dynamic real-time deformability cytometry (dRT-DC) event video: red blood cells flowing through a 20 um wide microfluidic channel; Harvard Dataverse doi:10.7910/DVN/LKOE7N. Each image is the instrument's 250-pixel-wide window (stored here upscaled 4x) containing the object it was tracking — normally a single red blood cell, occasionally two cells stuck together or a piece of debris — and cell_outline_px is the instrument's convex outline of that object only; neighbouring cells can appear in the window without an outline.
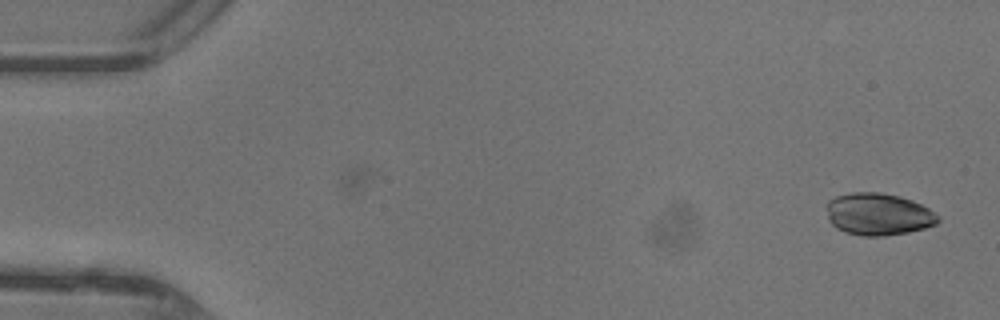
{"species": "common noctule bat (a hibernating species)", "species_latin": "Nyctalus noctula", "temperature_condition": "warm", "stored_images_in_passage": 20, "camera_frame_rate_fps": 3000, "um_per_image_px": 0.085, "animal": {"sex": "female"}, "frame": {"image": 1, "passage_image": 1, "time_ms": 0.0, "image_size_px": [1000, 320], "cell_outline_px": [[940, 220], [936, 224], [924, 228], [908, 232], [884, 236], [864, 236], [844, 232], [836, 228], [828, 220], [828, 200], [836, 196], [852, 192], [880, 192], [900, 196], [912, 200], [928, 208], [940, 216]], "centroid_in_image_um": [74.66, 18.21], "position_along_channel_um": 10.3, "area_um2": 27.46}}
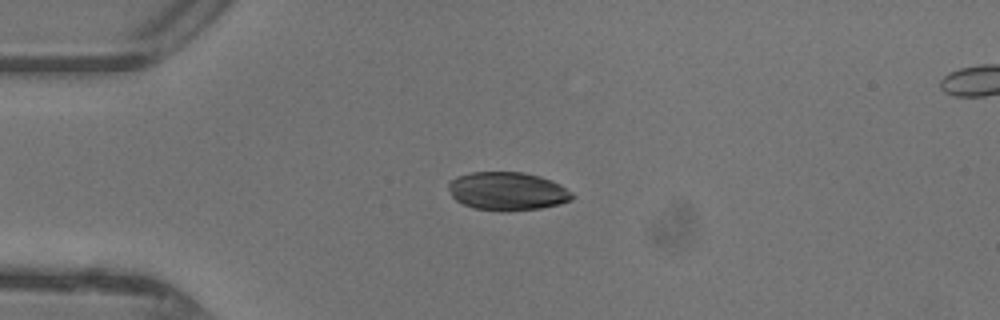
{"frame": {"image": 2, "passage_image": 11, "time_ms": 3.333, "image_size_px": [1000, 320], "cell_outline_px": [[576, 196], [572, 200], [560, 204], [540, 208], [508, 212], [500, 212], [472, 208], [456, 200], [452, 196], [448, 188], [448, 184], [456, 176], [472, 172], [524, 172], [540, 176], [552, 180], [560, 184], [572, 192]], "centroid_in_image_um": [43.15, 16.26], "position_along_channel_um": 41.8, "area_um2": 28.03}}
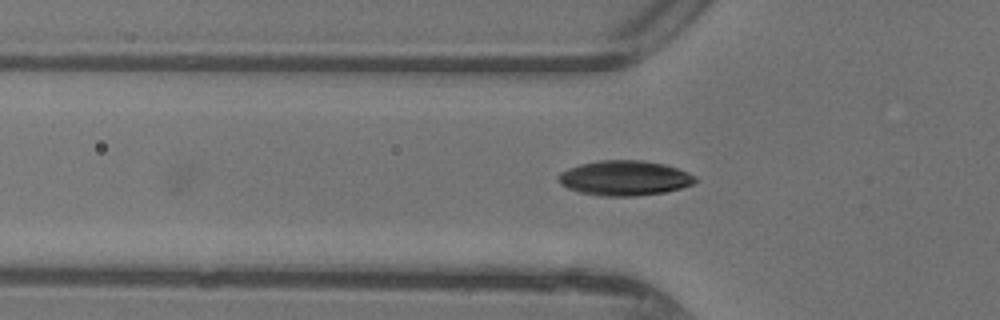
{"frame": {"image": 3, "passage_image": 15, "time_ms": 4.667, "image_size_px": [1000, 320], "cell_outline_px": [[700, 180], [692, 184], [680, 188], [664, 192], [636, 196], [600, 196], [580, 192], [568, 188], [560, 184], [556, 176], [560, 172], [568, 168], [580, 164], [600, 160], [644, 160], [664, 164], [688, 172], [696, 176]], "centroid_in_image_um": [53.08, 15.13], "position_along_channel_um": 72.7, "area_um2": 28.03}}